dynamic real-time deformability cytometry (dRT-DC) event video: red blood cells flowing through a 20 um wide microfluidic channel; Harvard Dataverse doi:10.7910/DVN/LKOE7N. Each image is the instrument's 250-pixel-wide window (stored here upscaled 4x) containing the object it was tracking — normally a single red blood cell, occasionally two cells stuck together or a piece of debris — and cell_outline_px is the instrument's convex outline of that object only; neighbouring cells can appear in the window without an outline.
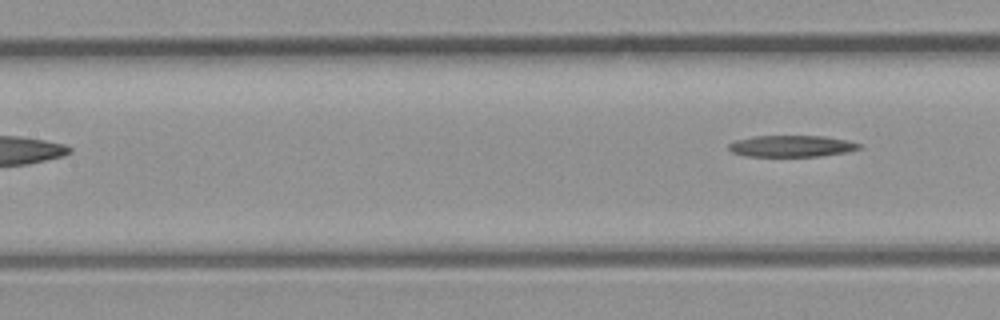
{"species": "common noctule bat (a hibernating species)", "species_latin": "Nyctalus noctula", "temperature_condition": "room temperature", "stored_images_in_passage": 5, "segment_of_instrument_passage": [2, 2], "camera_frame_rate_fps": 3000, "um_per_image_px": 0.085, "animal": {"sex": "male", "body_mass_g": 23.1, "forearm_length_mm": 52.7}, "frame": {"image": 1, "passage_image": 5, "time_ms": 1.333, "image_size_px": [1000, 320], "cell_outline_px": [[860, 148], [848, 152], [820, 156], [744, 156], [732, 152], [728, 148], [728, 144], [732, 140], [752, 136], [824, 136], [848, 140], [860, 144]], "centroid_in_image_um": [67.24, 12.41], "position_along_channel_um": 140.2, "area_um2": 16.47}}